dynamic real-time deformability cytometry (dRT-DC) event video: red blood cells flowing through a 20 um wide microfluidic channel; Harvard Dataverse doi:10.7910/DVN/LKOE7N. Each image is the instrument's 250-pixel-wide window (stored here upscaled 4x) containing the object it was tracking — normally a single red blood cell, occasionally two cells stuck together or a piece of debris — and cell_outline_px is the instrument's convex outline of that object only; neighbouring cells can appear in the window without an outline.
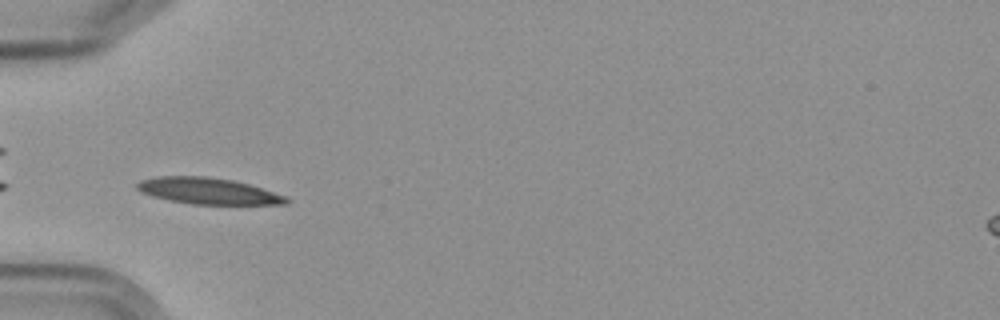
{"species": "Egyptian fruit bat (a non-hibernating species)", "species_latin": "Rousettus aegyptiacus", "temperature_condition": "cold", "stored_images_in_passage": 9, "camera_frame_rate_fps": 3000, "um_per_image_px": 0.085, "frame": {"image": 1, "passage_image": 3, "time_ms": 2.333, "image_size_px": [1000, 320], "cell_outline_px": [[292, 200], [288, 204], [192, 204], [168, 200], [152, 196], [140, 192], [136, 188], [136, 184], [140, 180], [156, 176], [208, 176], [232, 180], [248, 184], [288, 196]], "centroid_in_image_um": [17.69, 16.23], "position_along_channel_um": 67.3, "area_um2": 23.06}}
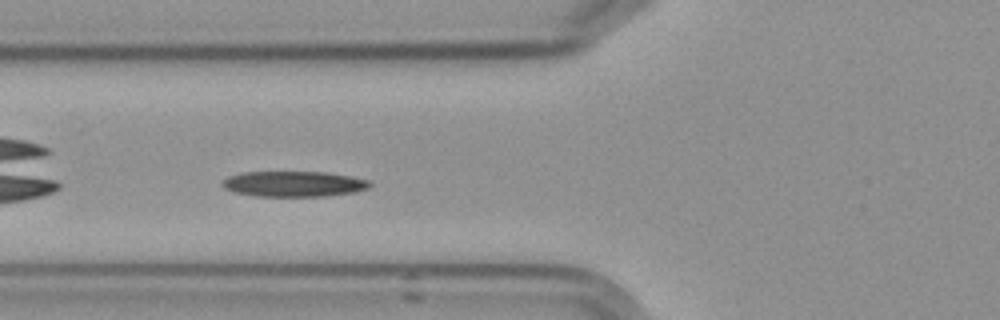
{"frame": {"image": 2, "passage_image": 4, "time_ms": 3.333, "image_size_px": [1000, 320], "cell_outline_px": [[372, 184], [368, 188], [356, 192], [328, 196], [256, 196], [232, 192], [224, 188], [220, 184], [228, 176], [240, 172], [328, 172], [352, 176], [368, 180]], "centroid_in_image_um": [24.97, 15.63], "position_along_channel_um": 100.8, "area_um2": 22.2}}